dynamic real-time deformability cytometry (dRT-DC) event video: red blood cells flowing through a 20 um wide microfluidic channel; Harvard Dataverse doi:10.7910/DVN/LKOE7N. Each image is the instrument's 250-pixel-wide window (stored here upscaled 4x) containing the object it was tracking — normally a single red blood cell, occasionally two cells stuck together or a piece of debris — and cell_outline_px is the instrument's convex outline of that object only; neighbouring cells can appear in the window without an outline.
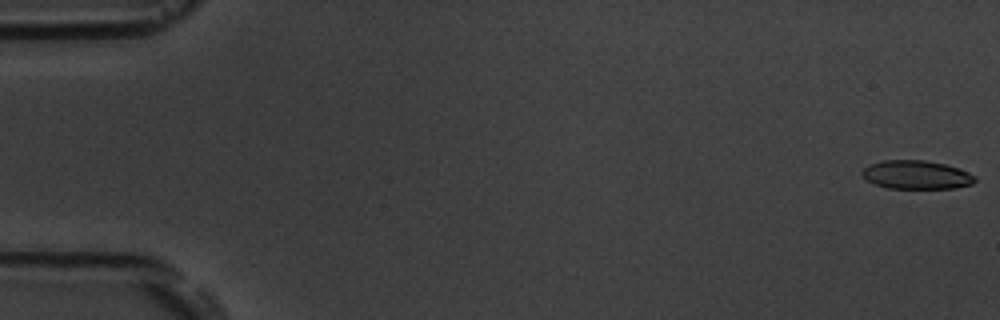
{"species": "common noctule bat (a hibernating species)", "species_latin": "Nyctalus noctula", "temperature_condition": "room temperature", "stored_images_in_passage": 5, "camera_frame_rate_fps": 3000, "um_per_image_px": 0.085, "animal": {"sex": "male", "body_mass_g": 19.5, "forearm_length_mm": 54.6}, "frame": {"image": 1, "passage_image": 1, "time_ms": 0.0, "image_size_px": [1000, 320], "cell_outline_px": [[976, 180], [972, 184], [952, 188], [888, 188], [876, 184], [868, 180], [860, 172], [868, 164], [884, 160], [924, 160], [944, 164], [960, 168], [976, 176]], "centroid_in_image_um": [77.9, 14.85], "position_along_channel_um": 7.1, "area_um2": 18.73}}
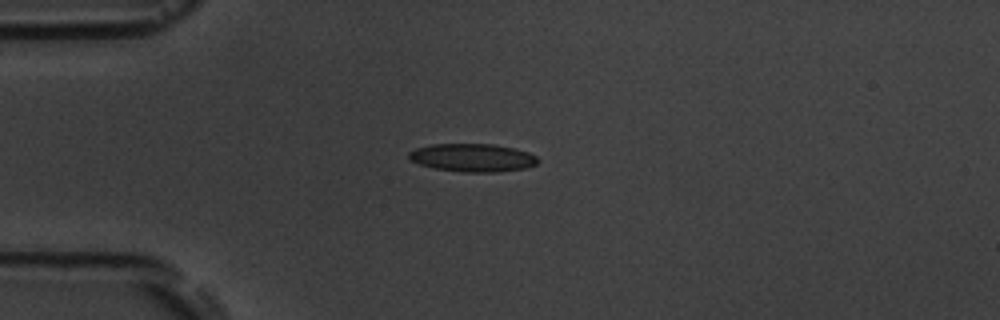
{"frame": {"image": 2, "passage_image": 5, "time_ms": 4.667, "image_size_px": [1000, 320], "cell_outline_px": [[540, 160], [536, 164], [528, 168], [496, 172], [464, 172], [432, 168], [408, 160], [408, 152], [416, 148], [432, 144], [496, 144], [516, 148], [528, 152], [536, 156]], "centroid_in_image_um": [40.18, 13.4], "position_along_channel_um": 44.8, "area_um2": 21.39}}